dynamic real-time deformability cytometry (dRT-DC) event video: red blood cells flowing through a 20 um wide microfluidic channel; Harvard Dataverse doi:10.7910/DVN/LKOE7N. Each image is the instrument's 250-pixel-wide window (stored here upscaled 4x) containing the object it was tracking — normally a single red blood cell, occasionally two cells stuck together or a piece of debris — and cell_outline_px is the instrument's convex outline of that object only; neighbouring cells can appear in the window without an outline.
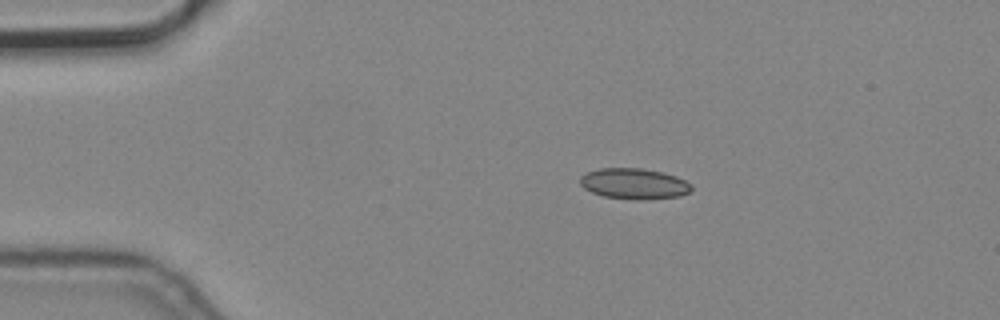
{"species": "common noctule bat (a hibernating species)", "species_latin": "Nyctalus noctula", "temperature_condition": "cold", "stored_images_in_passage": 7, "camera_frame_rate_fps": 3000, "um_per_image_px": 0.085, "animal": {"sex": "male", "body_mass_g": 19.2, "forearm_length_mm": 51.8}, "frame": {"image": 1, "passage_image": 1, "time_ms": 0.0, "image_size_px": [1000, 320], "cell_outline_px": [[692, 188], [688, 192], [680, 196], [640, 200], [636, 200], [604, 196], [592, 192], [584, 188], [580, 184], [580, 176], [588, 172], [600, 168], [640, 168], [664, 172], [676, 176], [692, 184]], "centroid_in_image_um": [53.9, 15.61], "position_along_channel_um": 31.1, "area_um2": 19.94}}
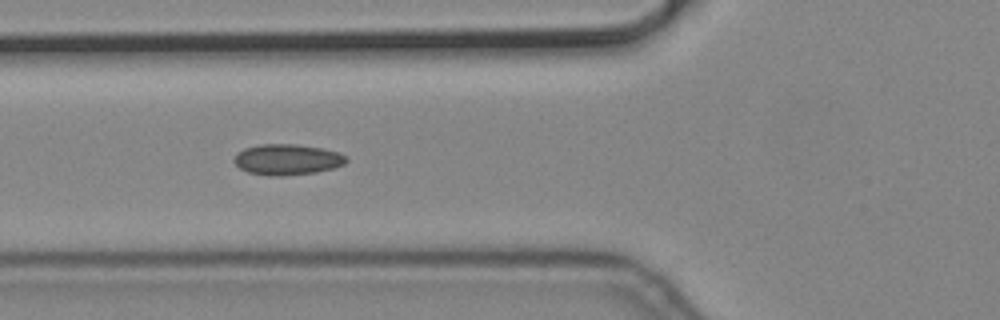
{"frame": {"image": 2, "passage_image": 4, "time_ms": 1.0, "image_size_px": [1000, 320], "cell_outline_px": [[348, 160], [344, 164], [332, 168], [316, 172], [284, 176], [268, 176], [248, 172], [240, 168], [232, 160], [236, 152], [244, 148], [260, 144], [296, 144], [324, 148], [340, 152], [348, 156]], "centroid_in_image_um": [24.42, 13.55], "position_along_channel_um": 101.4, "area_um2": 20.46}}
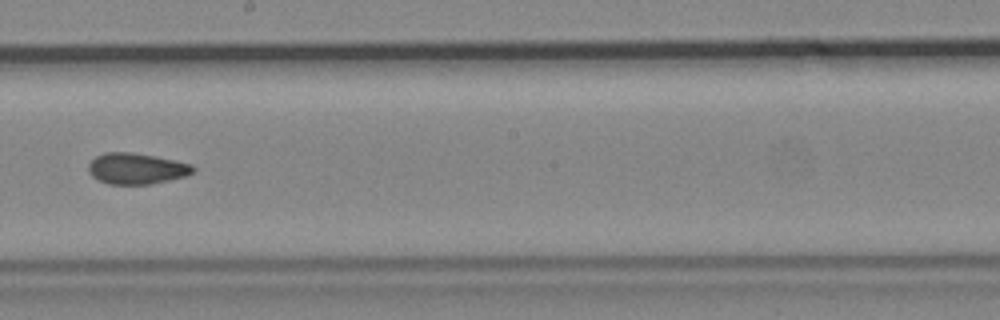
{"frame": {"image": 3, "passage_image": 7, "time_ms": 2.0, "image_size_px": [1000, 320], "cell_outline_px": [[196, 172], [184, 176], [152, 184], [108, 184], [92, 176], [88, 172], [88, 164], [96, 156], [104, 152], [132, 152], [192, 164], [196, 168]], "centroid_in_image_um": [11.59, 14.33], "position_along_channel_um": 236.6, "area_um2": 18.84}}